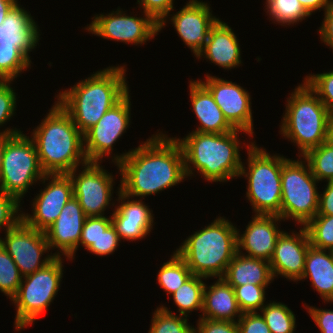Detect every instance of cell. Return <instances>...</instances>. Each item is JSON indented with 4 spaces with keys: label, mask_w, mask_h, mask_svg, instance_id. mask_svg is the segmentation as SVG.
I'll use <instances>...</instances> for the list:
<instances>
[{
    "label": "cell",
    "mask_w": 333,
    "mask_h": 333,
    "mask_svg": "<svg viewBox=\"0 0 333 333\" xmlns=\"http://www.w3.org/2000/svg\"><path fill=\"white\" fill-rule=\"evenodd\" d=\"M87 25L89 33L125 44L143 45L158 35L159 24L144 12L143 17L129 16L119 8L108 14H95Z\"/></svg>",
    "instance_id": "14"
},
{
    "label": "cell",
    "mask_w": 333,
    "mask_h": 333,
    "mask_svg": "<svg viewBox=\"0 0 333 333\" xmlns=\"http://www.w3.org/2000/svg\"><path fill=\"white\" fill-rule=\"evenodd\" d=\"M310 279L324 303H333V251L309 247L301 280Z\"/></svg>",
    "instance_id": "26"
},
{
    "label": "cell",
    "mask_w": 333,
    "mask_h": 333,
    "mask_svg": "<svg viewBox=\"0 0 333 333\" xmlns=\"http://www.w3.org/2000/svg\"><path fill=\"white\" fill-rule=\"evenodd\" d=\"M239 333H271L259 312L242 313L237 321Z\"/></svg>",
    "instance_id": "44"
},
{
    "label": "cell",
    "mask_w": 333,
    "mask_h": 333,
    "mask_svg": "<svg viewBox=\"0 0 333 333\" xmlns=\"http://www.w3.org/2000/svg\"><path fill=\"white\" fill-rule=\"evenodd\" d=\"M194 333H239L237 322L199 318Z\"/></svg>",
    "instance_id": "43"
},
{
    "label": "cell",
    "mask_w": 333,
    "mask_h": 333,
    "mask_svg": "<svg viewBox=\"0 0 333 333\" xmlns=\"http://www.w3.org/2000/svg\"><path fill=\"white\" fill-rule=\"evenodd\" d=\"M38 24L17 2L0 25V78L12 80L31 66L30 52L40 39Z\"/></svg>",
    "instance_id": "8"
},
{
    "label": "cell",
    "mask_w": 333,
    "mask_h": 333,
    "mask_svg": "<svg viewBox=\"0 0 333 333\" xmlns=\"http://www.w3.org/2000/svg\"><path fill=\"white\" fill-rule=\"evenodd\" d=\"M174 313L164 305L157 307L148 333H194V325L188 323V317Z\"/></svg>",
    "instance_id": "32"
},
{
    "label": "cell",
    "mask_w": 333,
    "mask_h": 333,
    "mask_svg": "<svg viewBox=\"0 0 333 333\" xmlns=\"http://www.w3.org/2000/svg\"><path fill=\"white\" fill-rule=\"evenodd\" d=\"M268 286L245 284L235 286V297L242 313L258 312L265 305L266 289Z\"/></svg>",
    "instance_id": "36"
},
{
    "label": "cell",
    "mask_w": 333,
    "mask_h": 333,
    "mask_svg": "<svg viewBox=\"0 0 333 333\" xmlns=\"http://www.w3.org/2000/svg\"><path fill=\"white\" fill-rule=\"evenodd\" d=\"M265 8L270 19L281 26L296 25L311 16L299 0H266Z\"/></svg>",
    "instance_id": "30"
},
{
    "label": "cell",
    "mask_w": 333,
    "mask_h": 333,
    "mask_svg": "<svg viewBox=\"0 0 333 333\" xmlns=\"http://www.w3.org/2000/svg\"><path fill=\"white\" fill-rule=\"evenodd\" d=\"M271 333H295L296 317L284 303L270 301L260 310Z\"/></svg>",
    "instance_id": "31"
},
{
    "label": "cell",
    "mask_w": 333,
    "mask_h": 333,
    "mask_svg": "<svg viewBox=\"0 0 333 333\" xmlns=\"http://www.w3.org/2000/svg\"><path fill=\"white\" fill-rule=\"evenodd\" d=\"M320 333H333V310L304 305Z\"/></svg>",
    "instance_id": "45"
},
{
    "label": "cell",
    "mask_w": 333,
    "mask_h": 333,
    "mask_svg": "<svg viewBox=\"0 0 333 333\" xmlns=\"http://www.w3.org/2000/svg\"><path fill=\"white\" fill-rule=\"evenodd\" d=\"M319 181L313 176L308 162L287 159L281 171V207L280 217L294 220L305 226L315 217L318 210Z\"/></svg>",
    "instance_id": "10"
},
{
    "label": "cell",
    "mask_w": 333,
    "mask_h": 333,
    "mask_svg": "<svg viewBox=\"0 0 333 333\" xmlns=\"http://www.w3.org/2000/svg\"><path fill=\"white\" fill-rule=\"evenodd\" d=\"M85 219L86 215L78 200L72 197L62 208L58 218L44 231L50 250L58 249V252H54L55 256L64 255L71 261L74 259Z\"/></svg>",
    "instance_id": "19"
},
{
    "label": "cell",
    "mask_w": 333,
    "mask_h": 333,
    "mask_svg": "<svg viewBox=\"0 0 333 333\" xmlns=\"http://www.w3.org/2000/svg\"><path fill=\"white\" fill-rule=\"evenodd\" d=\"M20 203L13 196L0 191V229L7 231L22 220Z\"/></svg>",
    "instance_id": "38"
},
{
    "label": "cell",
    "mask_w": 333,
    "mask_h": 333,
    "mask_svg": "<svg viewBox=\"0 0 333 333\" xmlns=\"http://www.w3.org/2000/svg\"><path fill=\"white\" fill-rule=\"evenodd\" d=\"M12 80L0 81V127L15 116L17 96L11 87Z\"/></svg>",
    "instance_id": "41"
},
{
    "label": "cell",
    "mask_w": 333,
    "mask_h": 333,
    "mask_svg": "<svg viewBox=\"0 0 333 333\" xmlns=\"http://www.w3.org/2000/svg\"><path fill=\"white\" fill-rule=\"evenodd\" d=\"M186 262L174 252L167 262H164L157 274L159 286L167 294H172L192 276Z\"/></svg>",
    "instance_id": "29"
},
{
    "label": "cell",
    "mask_w": 333,
    "mask_h": 333,
    "mask_svg": "<svg viewBox=\"0 0 333 333\" xmlns=\"http://www.w3.org/2000/svg\"><path fill=\"white\" fill-rule=\"evenodd\" d=\"M321 27V28H320ZM319 27L321 42L333 50V2L324 12V19Z\"/></svg>",
    "instance_id": "46"
},
{
    "label": "cell",
    "mask_w": 333,
    "mask_h": 333,
    "mask_svg": "<svg viewBox=\"0 0 333 333\" xmlns=\"http://www.w3.org/2000/svg\"><path fill=\"white\" fill-rule=\"evenodd\" d=\"M40 182L46 187L32 200V214L22 211V221L29 227L45 231L74 197L73 184L68 174H46Z\"/></svg>",
    "instance_id": "16"
},
{
    "label": "cell",
    "mask_w": 333,
    "mask_h": 333,
    "mask_svg": "<svg viewBox=\"0 0 333 333\" xmlns=\"http://www.w3.org/2000/svg\"><path fill=\"white\" fill-rule=\"evenodd\" d=\"M128 92L109 109L96 125L83 134L84 151L88 162L102 163L105 156L112 155L115 142L126 132L131 121V99Z\"/></svg>",
    "instance_id": "15"
},
{
    "label": "cell",
    "mask_w": 333,
    "mask_h": 333,
    "mask_svg": "<svg viewBox=\"0 0 333 333\" xmlns=\"http://www.w3.org/2000/svg\"><path fill=\"white\" fill-rule=\"evenodd\" d=\"M46 114L30 136L42 170L46 174H68L86 164L83 134L71 116L57 101Z\"/></svg>",
    "instance_id": "3"
},
{
    "label": "cell",
    "mask_w": 333,
    "mask_h": 333,
    "mask_svg": "<svg viewBox=\"0 0 333 333\" xmlns=\"http://www.w3.org/2000/svg\"><path fill=\"white\" fill-rule=\"evenodd\" d=\"M241 316L242 312L231 285L223 278H218L208 287L205 284L202 315L199 318L237 322Z\"/></svg>",
    "instance_id": "25"
},
{
    "label": "cell",
    "mask_w": 333,
    "mask_h": 333,
    "mask_svg": "<svg viewBox=\"0 0 333 333\" xmlns=\"http://www.w3.org/2000/svg\"><path fill=\"white\" fill-rule=\"evenodd\" d=\"M304 227L312 247L333 251V215H315Z\"/></svg>",
    "instance_id": "34"
},
{
    "label": "cell",
    "mask_w": 333,
    "mask_h": 333,
    "mask_svg": "<svg viewBox=\"0 0 333 333\" xmlns=\"http://www.w3.org/2000/svg\"><path fill=\"white\" fill-rule=\"evenodd\" d=\"M299 228V232L292 231V235L283 231L276 241L269 261L274 279L278 275L294 282L301 279L306 254L311 245L306 228Z\"/></svg>",
    "instance_id": "20"
},
{
    "label": "cell",
    "mask_w": 333,
    "mask_h": 333,
    "mask_svg": "<svg viewBox=\"0 0 333 333\" xmlns=\"http://www.w3.org/2000/svg\"><path fill=\"white\" fill-rule=\"evenodd\" d=\"M174 0H137L143 13L150 15L158 24H160L171 11L175 9ZM141 6V7H140Z\"/></svg>",
    "instance_id": "42"
},
{
    "label": "cell",
    "mask_w": 333,
    "mask_h": 333,
    "mask_svg": "<svg viewBox=\"0 0 333 333\" xmlns=\"http://www.w3.org/2000/svg\"><path fill=\"white\" fill-rule=\"evenodd\" d=\"M203 279L207 278L193 274L171 294L174 304L178 307L179 315L189 317V313L194 310L202 312L203 292L206 284Z\"/></svg>",
    "instance_id": "28"
},
{
    "label": "cell",
    "mask_w": 333,
    "mask_h": 333,
    "mask_svg": "<svg viewBox=\"0 0 333 333\" xmlns=\"http://www.w3.org/2000/svg\"><path fill=\"white\" fill-rule=\"evenodd\" d=\"M199 81L210 91L214 101L220 107L225 119L237 130L247 132L253 137V117L251 95L235 82L224 80L211 74Z\"/></svg>",
    "instance_id": "17"
},
{
    "label": "cell",
    "mask_w": 333,
    "mask_h": 333,
    "mask_svg": "<svg viewBox=\"0 0 333 333\" xmlns=\"http://www.w3.org/2000/svg\"><path fill=\"white\" fill-rule=\"evenodd\" d=\"M247 132L235 129L228 133L190 132L176 138L184 154L185 174L188 178L197 174L208 182H227L239 177L242 166L239 135ZM192 165V166H191ZM199 172V173H198Z\"/></svg>",
    "instance_id": "4"
},
{
    "label": "cell",
    "mask_w": 333,
    "mask_h": 333,
    "mask_svg": "<svg viewBox=\"0 0 333 333\" xmlns=\"http://www.w3.org/2000/svg\"><path fill=\"white\" fill-rule=\"evenodd\" d=\"M121 239L111 224L104 232H101L95 242L87 249L90 253L98 256H107L115 252L120 245Z\"/></svg>",
    "instance_id": "40"
},
{
    "label": "cell",
    "mask_w": 333,
    "mask_h": 333,
    "mask_svg": "<svg viewBox=\"0 0 333 333\" xmlns=\"http://www.w3.org/2000/svg\"><path fill=\"white\" fill-rule=\"evenodd\" d=\"M189 82L192 111L200 122L195 132L222 134L234 131L210 91L199 80Z\"/></svg>",
    "instance_id": "24"
},
{
    "label": "cell",
    "mask_w": 333,
    "mask_h": 333,
    "mask_svg": "<svg viewBox=\"0 0 333 333\" xmlns=\"http://www.w3.org/2000/svg\"><path fill=\"white\" fill-rule=\"evenodd\" d=\"M20 129L17 128H8L5 130H0V178H1V171H2V161H3V155H4V149H5V135H15L18 133H21Z\"/></svg>",
    "instance_id": "49"
},
{
    "label": "cell",
    "mask_w": 333,
    "mask_h": 333,
    "mask_svg": "<svg viewBox=\"0 0 333 333\" xmlns=\"http://www.w3.org/2000/svg\"><path fill=\"white\" fill-rule=\"evenodd\" d=\"M309 164L313 176L320 182L333 181V145L325 141L302 156Z\"/></svg>",
    "instance_id": "33"
},
{
    "label": "cell",
    "mask_w": 333,
    "mask_h": 333,
    "mask_svg": "<svg viewBox=\"0 0 333 333\" xmlns=\"http://www.w3.org/2000/svg\"><path fill=\"white\" fill-rule=\"evenodd\" d=\"M17 2L18 0H0V25L3 23L8 12Z\"/></svg>",
    "instance_id": "50"
},
{
    "label": "cell",
    "mask_w": 333,
    "mask_h": 333,
    "mask_svg": "<svg viewBox=\"0 0 333 333\" xmlns=\"http://www.w3.org/2000/svg\"><path fill=\"white\" fill-rule=\"evenodd\" d=\"M112 224V217L102 216V217H86L81 238L79 241V246L82 245L84 249H88L93 242H95L97 236L104 232Z\"/></svg>",
    "instance_id": "39"
},
{
    "label": "cell",
    "mask_w": 333,
    "mask_h": 333,
    "mask_svg": "<svg viewBox=\"0 0 333 333\" xmlns=\"http://www.w3.org/2000/svg\"><path fill=\"white\" fill-rule=\"evenodd\" d=\"M22 278L14 260L0 244V292L12 299L18 292Z\"/></svg>",
    "instance_id": "35"
},
{
    "label": "cell",
    "mask_w": 333,
    "mask_h": 333,
    "mask_svg": "<svg viewBox=\"0 0 333 333\" xmlns=\"http://www.w3.org/2000/svg\"><path fill=\"white\" fill-rule=\"evenodd\" d=\"M304 81L317 94L329 114L333 116V70L309 74L304 77Z\"/></svg>",
    "instance_id": "37"
},
{
    "label": "cell",
    "mask_w": 333,
    "mask_h": 333,
    "mask_svg": "<svg viewBox=\"0 0 333 333\" xmlns=\"http://www.w3.org/2000/svg\"><path fill=\"white\" fill-rule=\"evenodd\" d=\"M327 141L333 145V116H331L328 125V139Z\"/></svg>",
    "instance_id": "51"
},
{
    "label": "cell",
    "mask_w": 333,
    "mask_h": 333,
    "mask_svg": "<svg viewBox=\"0 0 333 333\" xmlns=\"http://www.w3.org/2000/svg\"><path fill=\"white\" fill-rule=\"evenodd\" d=\"M45 175L33 140L23 132L5 135L0 191L21 203L30 186Z\"/></svg>",
    "instance_id": "11"
},
{
    "label": "cell",
    "mask_w": 333,
    "mask_h": 333,
    "mask_svg": "<svg viewBox=\"0 0 333 333\" xmlns=\"http://www.w3.org/2000/svg\"><path fill=\"white\" fill-rule=\"evenodd\" d=\"M233 288L245 284L268 286L274 277L269 261L236 253L222 277Z\"/></svg>",
    "instance_id": "27"
},
{
    "label": "cell",
    "mask_w": 333,
    "mask_h": 333,
    "mask_svg": "<svg viewBox=\"0 0 333 333\" xmlns=\"http://www.w3.org/2000/svg\"><path fill=\"white\" fill-rule=\"evenodd\" d=\"M137 148L112 156L118 167L121 192L144 199L183 182L186 177L184 154L176 137L159 132Z\"/></svg>",
    "instance_id": "1"
},
{
    "label": "cell",
    "mask_w": 333,
    "mask_h": 333,
    "mask_svg": "<svg viewBox=\"0 0 333 333\" xmlns=\"http://www.w3.org/2000/svg\"><path fill=\"white\" fill-rule=\"evenodd\" d=\"M253 216L243 234H240L237 228V252L247 257L270 261L276 241L283 232L278 228V222L283 219L277 215Z\"/></svg>",
    "instance_id": "21"
},
{
    "label": "cell",
    "mask_w": 333,
    "mask_h": 333,
    "mask_svg": "<svg viewBox=\"0 0 333 333\" xmlns=\"http://www.w3.org/2000/svg\"><path fill=\"white\" fill-rule=\"evenodd\" d=\"M287 99L285 114L281 120L280 133L299 149V159L310 149L328 139L331 118L326 106L303 80Z\"/></svg>",
    "instance_id": "6"
},
{
    "label": "cell",
    "mask_w": 333,
    "mask_h": 333,
    "mask_svg": "<svg viewBox=\"0 0 333 333\" xmlns=\"http://www.w3.org/2000/svg\"><path fill=\"white\" fill-rule=\"evenodd\" d=\"M305 10L312 15L313 12L323 9L324 12L330 7L333 0H299Z\"/></svg>",
    "instance_id": "48"
},
{
    "label": "cell",
    "mask_w": 333,
    "mask_h": 333,
    "mask_svg": "<svg viewBox=\"0 0 333 333\" xmlns=\"http://www.w3.org/2000/svg\"><path fill=\"white\" fill-rule=\"evenodd\" d=\"M125 67L126 64L103 68L56 96L82 134L130 91Z\"/></svg>",
    "instance_id": "2"
},
{
    "label": "cell",
    "mask_w": 333,
    "mask_h": 333,
    "mask_svg": "<svg viewBox=\"0 0 333 333\" xmlns=\"http://www.w3.org/2000/svg\"><path fill=\"white\" fill-rule=\"evenodd\" d=\"M78 169L68 173L72 180L74 197L86 217L104 216L105 210L112 204L115 178L100 162H87L81 166L82 171Z\"/></svg>",
    "instance_id": "12"
},
{
    "label": "cell",
    "mask_w": 333,
    "mask_h": 333,
    "mask_svg": "<svg viewBox=\"0 0 333 333\" xmlns=\"http://www.w3.org/2000/svg\"><path fill=\"white\" fill-rule=\"evenodd\" d=\"M175 252L186 262L192 274L222 278L237 253V227L226 217L188 236Z\"/></svg>",
    "instance_id": "5"
},
{
    "label": "cell",
    "mask_w": 333,
    "mask_h": 333,
    "mask_svg": "<svg viewBox=\"0 0 333 333\" xmlns=\"http://www.w3.org/2000/svg\"><path fill=\"white\" fill-rule=\"evenodd\" d=\"M168 19L172 22V26L184 44L197 57L206 46L209 32L219 17L213 16L209 3L201 0H189L180 11L164 18L159 24V31L165 27Z\"/></svg>",
    "instance_id": "18"
},
{
    "label": "cell",
    "mask_w": 333,
    "mask_h": 333,
    "mask_svg": "<svg viewBox=\"0 0 333 333\" xmlns=\"http://www.w3.org/2000/svg\"><path fill=\"white\" fill-rule=\"evenodd\" d=\"M62 258L56 256L45 267L23 276L17 294L11 299L16 307V331L33 324L55 299L64 274Z\"/></svg>",
    "instance_id": "9"
},
{
    "label": "cell",
    "mask_w": 333,
    "mask_h": 333,
    "mask_svg": "<svg viewBox=\"0 0 333 333\" xmlns=\"http://www.w3.org/2000/svg\"><path fill=\"white\" fill-rule=\"evenodd\" d=\"M202 56L225 70L242 64L238 38L227 23L219 19L211 28L207 44L196 58Z\"/></svg>",
    "instance_id": "23"
},
{
    "label": "cell",
    "mask_w": 333,
    "mask_h": 333,
    "mask_svg": "<svg viewBox=\"0 0 333 333\" xmlns=\"http://www.w3.org/2000/svg\"><path fill=\"white\" fill-rule=\"evenodd\" d=\"M244 145L247 146L248 165L246 167L242 162L239 177L245 176L248 180L246 198L255 215L280 217L281 171L288 158L280 154L271 155L264 147H258L255 141Z\"/></svg>",
    "instance_id": "7"
},
{
    "label": "cell",
    "mask_w": 333,
    "mask_h": 333,
    "mask_svg": "<svg viewBox=\"0 0 333 333\" xmlns=\"http://www.w3.org/2000/svg\"><path fill=\"white\" fill-rule=\"evenodd\" d=\"M316 215H333V181H327L324 191L321 194L319 193Z\"/></svg>",
    "instance_id": "47"
},
{
    "label": "cell",
    "mask_w": 333,
    "mask_h": 333,
    "mask_svg": "<svg viewBox=\"0 0 333 333\" xmlns=\"http://www.w3.org/2000/svg\"><path fill=\"white\" fill-rule=\"evenodd\" d=\"M116 193H118L116 201L120 204L114 206L111 217L112 224L120 239L127 241L143 239L153 229V210L142 199L132 200V198L122 193L121 186L118 187Z\"/></svg>",
    "instance_id": "22"
},
{
    "label": "cell",
    "mask_w": 333,
    "mask_h": 333,
    "mask_svg": "<svg viewBox=\"0 0 333 333\" xmlns=\"http://www.w3.org/2000/svg\"><path fill=\"white\" fill-rule=\"evenodd\" d=\"M4 233L0 244L14 260L22 276L45 267L56 257L52 250L47 253L50 247L45 232L29 227L22 220ZM44 253L48 255L42 259Z\"/></svg>",
    "instance_id": "13"
}]
</instances>
